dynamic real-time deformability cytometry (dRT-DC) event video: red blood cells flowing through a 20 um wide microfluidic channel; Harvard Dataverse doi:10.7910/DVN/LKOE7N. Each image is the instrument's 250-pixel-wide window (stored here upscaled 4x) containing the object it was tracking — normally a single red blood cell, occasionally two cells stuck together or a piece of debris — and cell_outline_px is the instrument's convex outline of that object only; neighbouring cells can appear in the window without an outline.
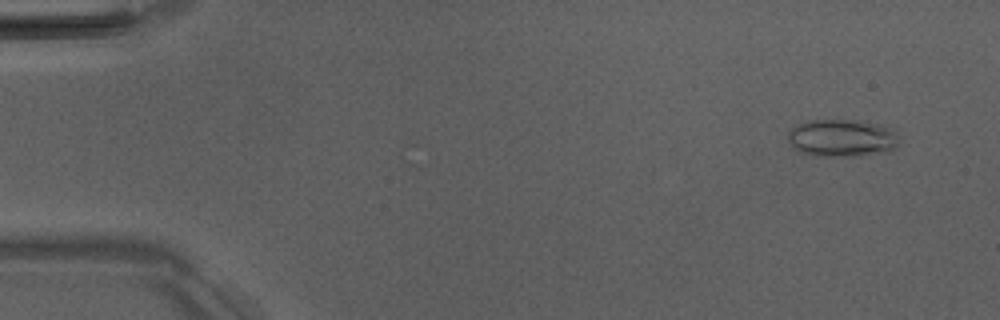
{"species": "Egyptian fruit bat (a non-hibernating species)", "species_latin": "Rousettus aegyptiacus", "temperature_condition": "room temperature", "stored_images_in_passage": 5, "camera_frame_rate_fps": 3000, "um_per_image_px": 0.085, "animal": {"sex": "male"}, "frame": {"image": 1, "passage_image": 1, "time_ms": 0.0, "image_size_px": [1000, 320], "cell_outline_px": [[900, 136], [896, 148], [888, 152], [856, 156], [824, 156], [800, 152], [788, 140], [788, 132], [792, 128], [808, 120], [864, 120], [880, 124], [892, 128]], "centroid_in_image_um": [71.65, 11.72], "position_along_channel_um": 13.3, "area_um2": 24.51}}